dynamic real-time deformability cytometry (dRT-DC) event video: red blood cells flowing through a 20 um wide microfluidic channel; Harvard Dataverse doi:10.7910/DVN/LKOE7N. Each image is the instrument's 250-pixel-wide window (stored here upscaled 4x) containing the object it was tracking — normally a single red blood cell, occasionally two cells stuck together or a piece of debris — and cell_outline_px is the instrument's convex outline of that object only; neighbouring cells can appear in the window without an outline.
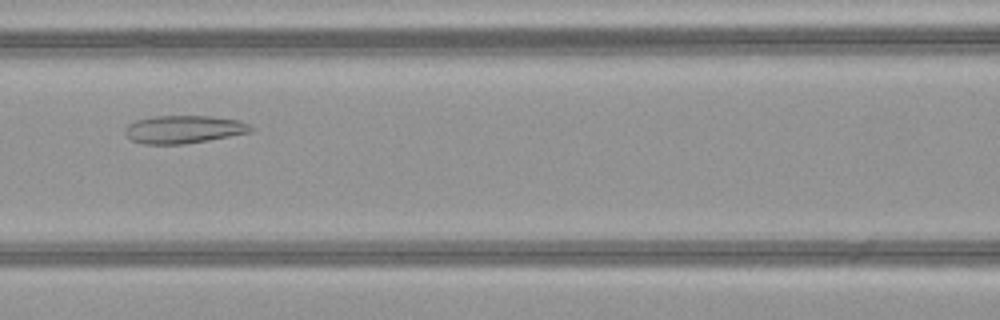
{"species": "common noctule bat (a hibernating species)", "species_latin": "Nyctalus noctula", "temperature_condition": "warm", "stored_images_in_passage": 45, "camera_frame_rate_fps": 3000, "um_per_image_px": 0.085, "animal": {"sex": "female", "body_mass_g": 21.9}, "frame": {"image": 1, "passage_image": 18, "time_ms": 5.667, "image_size_px": [1000, 320], "cell_outline_px": [[252, 132], [208, 140], [184, 144], [144, 144], [132, 140], [124, 132], [124, 128], [128, 124], [136, 120], [156, 116], [212, 116], [240, 120], [248, 124], [252, 128]], "centroid_in_image_um": [15.62, 10.99], "position_along_channel_um": 151.0, "area_um2": 20.4}}
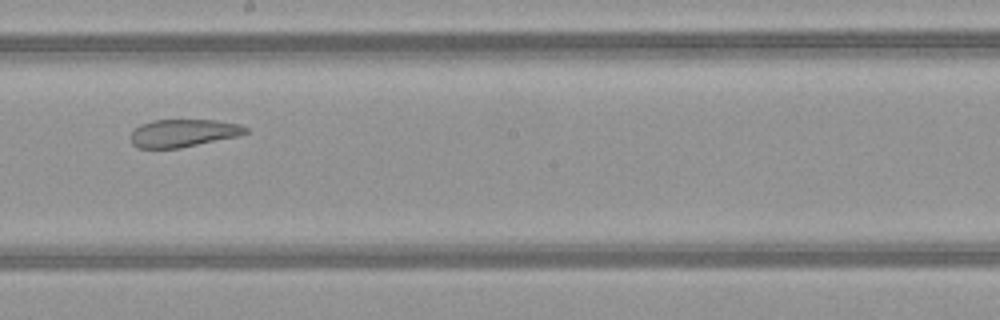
{"frame": {"image": 2, "passage_image": 24, "time_ms": 7.667, "image_size_px": [1000, 320], "cell_outline_px": [[248, 132], [240, 136], [180, 148], [136, 148], [132, 144], [132, 132], [140, 124], [152, 120], [216, 120], [240, 124], [248, 128]], "centroid_in_image_um": [15.61, 11.31], "position_along_channel_um": 232.6, "area_um2": 18.67}}
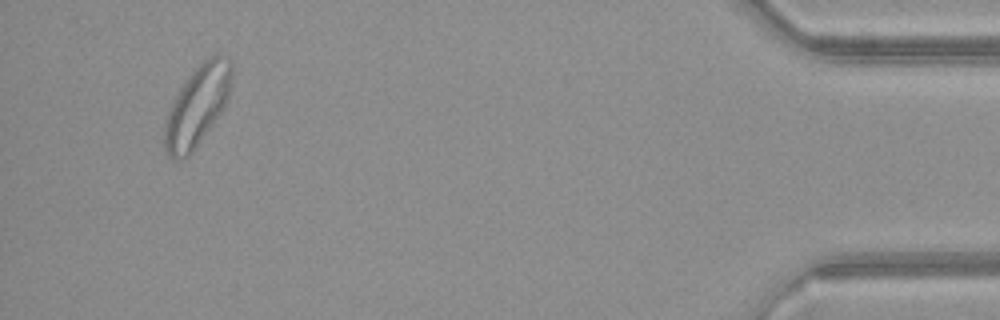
{"frame": {"image": 3, "passage_image": 43, "time_ms": 14.0, "image_size_px": [1000, 320], "cell_outline_px": [[232, 76], [228, 96], [220, 112], [192, 152], [188, 156], [180, 160], [172, 160], [168, 156], [164, 148], [164, 120], [180, 88], [188, 76], [208, 56], [216, 52], [228, 56], [232, 60]], "centroid_in_image_um": [16.76, 8.97], "position_along_channel_um": 418.4, "area_um2": 31.21}, "authors_computed_cell_mechanics": {"area_um2": 26.3568, "velocity_mm_per_s": 4.0968, "shape_relaxation_time_tau1_ms": null, "shape_relaxation_time_tau2_ms": 1.5498, "deformation_change_tau1": null, "deformation_change_tau2": 0.0891}}